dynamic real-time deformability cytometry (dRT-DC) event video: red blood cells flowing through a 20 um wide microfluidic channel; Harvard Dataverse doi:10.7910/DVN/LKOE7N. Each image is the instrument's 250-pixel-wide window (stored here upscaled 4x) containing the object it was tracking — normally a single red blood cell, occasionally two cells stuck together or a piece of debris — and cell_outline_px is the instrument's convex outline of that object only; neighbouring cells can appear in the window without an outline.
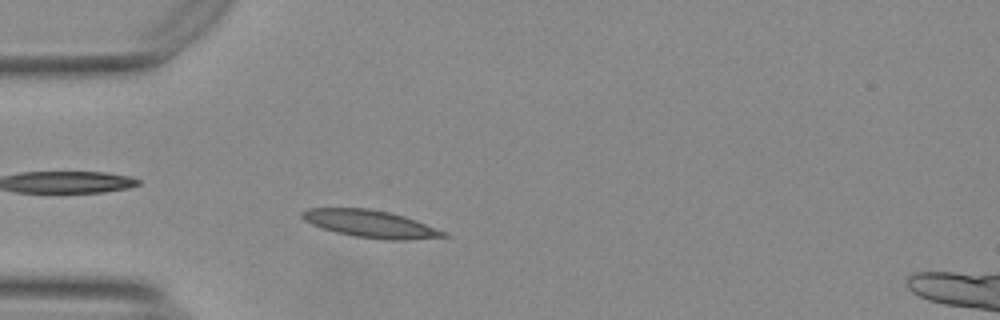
{"species": "Egyptian fruit bat (a non-hibernating species)", "species_latin": "Rousettus aegyptiacus", "temperature_condition": "warm", "stored_images_in_passage": 48, "camera_frame_rate_fps": 3000, "um_per_image_px": 0.085, "animal": {"sex": "female"}, "frame": {"image": 1, "passage_image": 9, "time_ms": 2.667, "image_size_px": [1000, 320], "cell_outline_px": [[448, 236], [404, 240], [384, 240], [352, 236], [336, 232], [312, 224], [304, 220], [300, 216], [300, 212], [308, 208], [368, 208], [388, 212], [404, 216], [416, 220], [448, 232]], "centroid_in_image_um": [31.49, 19.03], "position_along_channel_um": 53.5, "area_um2": 22.54}}
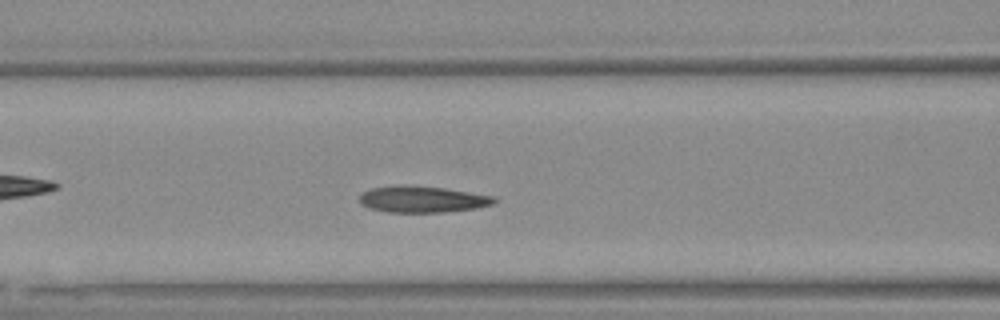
{"frame": {"image": 2, "passage_image": 16, "time_ms": 5.0, "image_size_px": [1000, 320], "cell_outline_px": [[496, 200], [492, 204], [476, 208], [444, 212], [388, 212], [368, 208], [360, 204], [360, 192], [368, 188], [396, 184], [408, 184], [444, 188], [496, 196]], "centroid_in_image_um": [35.83, 16.91], "position_along_channel_um": 130.8, "area_um2": 21.15}}
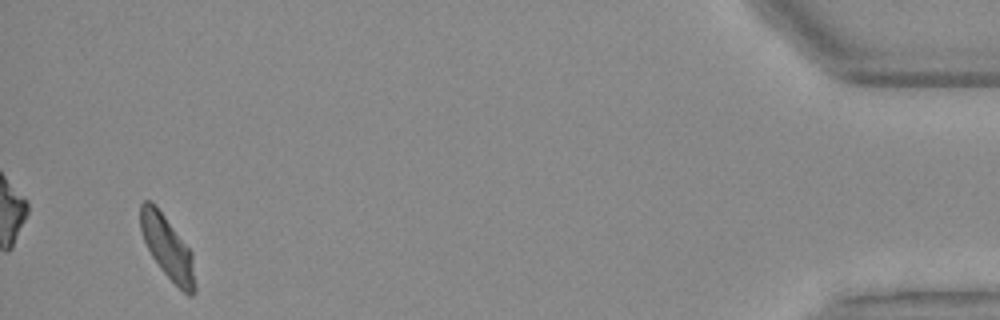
{"frame": {"image": 3, "passage_image": 46, "time_ms": 15.0, "image_size_px": [1000, 320], "cell_outline_px": [[196, 292], [192, 296], [188, 296], [160, 268], [152, 256], [144, 240], [140, 228], [140, 204], [144, 200], [148, 200], [156, 204], [192, 252], [196, 288]], "centroid_in_image_um": [14.24, 21.02], "position_along_channel_um": 421.0, "area_um2": 19.94}, "authors_computed_cell_mechanics": {"area_um2": 20.7213, "velocity_mm_per_s": 3.6926, "shape_relaxation_time_tau1_ms": null, "shape_relaxation_time_tau2_ms": 4.6486, "deformation_change_tau1": null, "deformation_change_tau2": 0.1045}}